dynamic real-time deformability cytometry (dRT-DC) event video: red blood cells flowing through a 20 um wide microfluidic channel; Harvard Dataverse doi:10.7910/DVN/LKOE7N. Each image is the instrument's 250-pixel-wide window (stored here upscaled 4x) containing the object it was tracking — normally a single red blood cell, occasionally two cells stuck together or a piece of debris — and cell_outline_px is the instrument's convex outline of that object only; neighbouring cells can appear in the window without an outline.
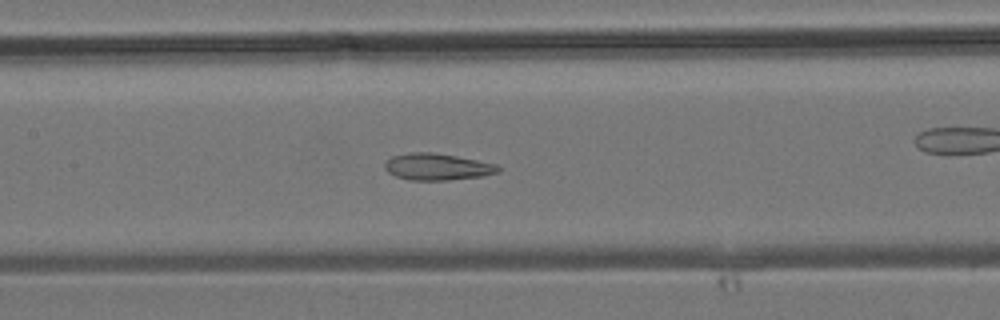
{"species": "common noctule bat (a hibernating species)", "species_latin": "Nyctalus noctula", "temperature_condition": "room temperature", "stored_images_in_passage": 42, "camera_frame_rate_fps": 3000, "um_per_image_px": 0.085, "animal": {"sex": "male", "body_mass_g": 19.2, "forearm_length_mm": 51.8}, "frame": {"image": 1, "passage_image": 19, "time_ms": 6.0, "image_size_px": [1000, 320], "cell_outline_px": [[500, 172], [480, 176], [448, 180], [408, 180], [396, 176], [388, 172], [384, 168], [384, 164], [392, 156], [408, 152], [432, 152], [456, 156], [496, 164], [500, 168]], "centroid_in_image_um": [37.14, 14.17], "position_along_channel_um": 170.3, "area_um2": 17.57}}
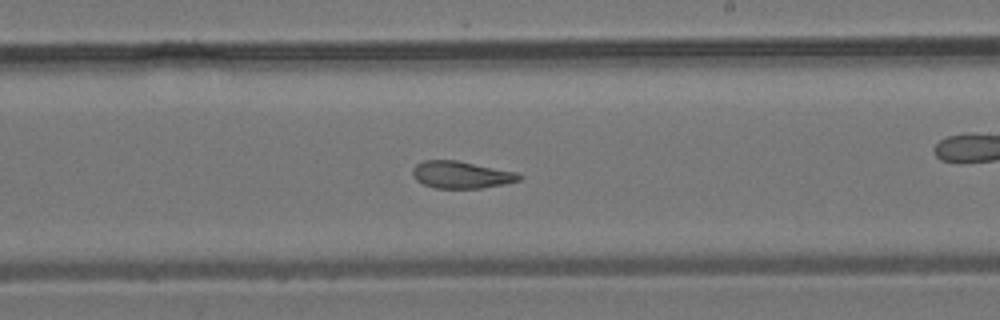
{"frame": {"image": 2, "passage_image": 24, "time_ms": 7.667, "image_size_px": [1000, 320], "cell_outline_px": [[524, 176], [520, 180], [504, 184], [480, 188], [436, 188], [424, 184], [416, 180], [412, 176], [412, 168], [416, 164], [424, 160], [456, 160], [520, 172]], "centroid_in_image_um": [39.24, 14.84], "position_along_channel_um": 249.8, "area_um2": 17.05}}